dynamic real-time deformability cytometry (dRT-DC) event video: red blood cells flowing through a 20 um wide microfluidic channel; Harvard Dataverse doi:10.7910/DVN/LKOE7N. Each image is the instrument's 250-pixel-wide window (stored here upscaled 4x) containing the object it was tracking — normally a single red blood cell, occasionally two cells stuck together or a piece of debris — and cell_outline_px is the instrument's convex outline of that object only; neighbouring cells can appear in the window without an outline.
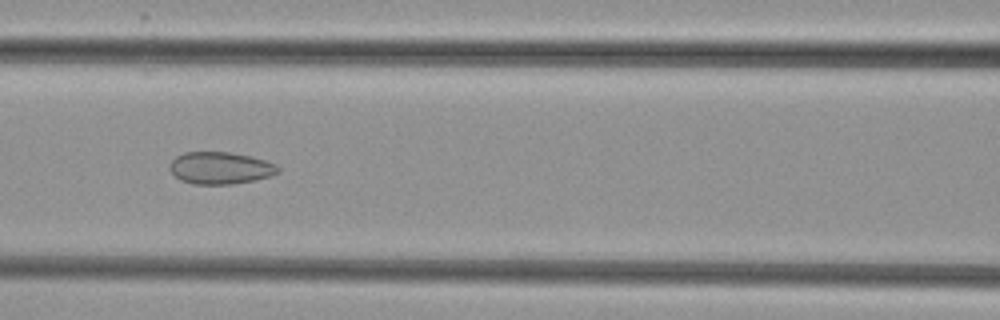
{"species": "common noctule bat (a hibernating species)", "species_latin": "Nyctalus noctula", "temperature_condition": "cold", "stored_images_in_passage": 8, "camera_frame_rate_fps": 3000, "um_per_image_px": 0.085, "animal": {"sex": "female", "body_mass_g": 29.2, "forearm_length_mm": 56.3}, "frame": {"image": 1, "passage_image": 6, "time_ms": 7.0, "image_size_px": [1000, 320], "cell_outline_px": [[280, 172], [272, 176], [256, 180], [232, 184], [192, 184], [180, 180], [168, 168], [168, 164], [176, 156], [184, 152], [232, 152], [252, 156], [276, 164], [280, 168]], "centroid_in_image_um": [18.74, 14.28], "position_along_channel_um": 147.9, "area_um2": 20.58}}
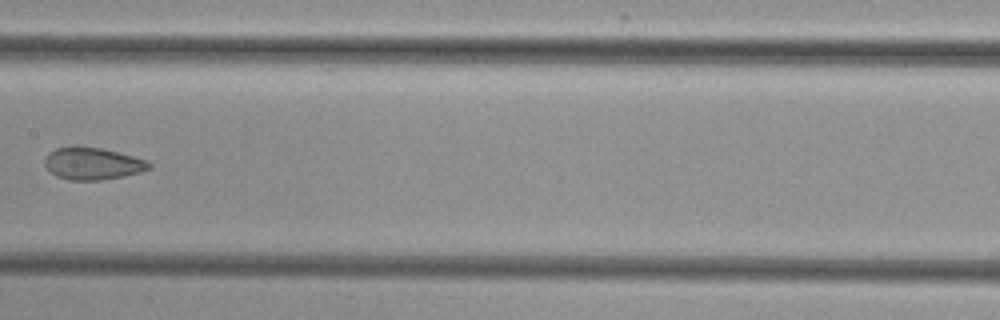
{"frame": {"image": 2, "passage_image": 7, "time_ms": 8.333, "image_size_px": [1000, 320], "cell_outline_px": [[152, 168], [140, 172], [124, 176], [100, 180], [68, 180], [56, 176], [44, 164], [44, 160], [48, 152], [56, 148], [100, 148], [148, 160], [152, 164]], "centroid_in_image_um": [7.9, 13.93], "position_along_channel_um": 199.5, "area_um2": 19.19}}
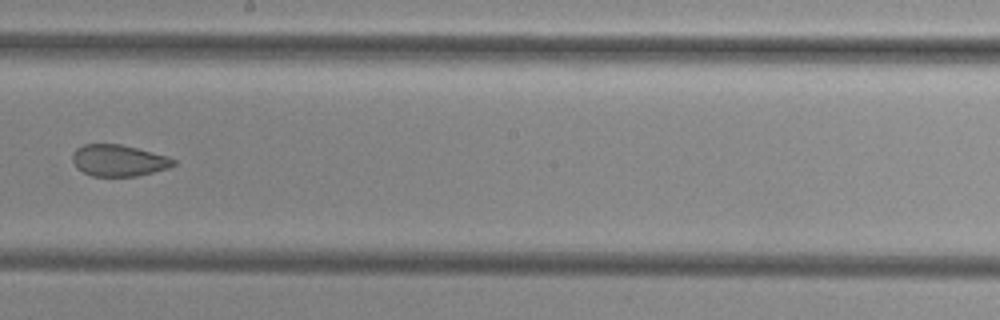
{"frame": {"image": 3, "passage_image": 8, "time_ms": 9.333, "image_size_px": [1000, 320], "cell_outline_px": [[176, 164], [168, 168], [136, 176], [92, 176], [76, 168], [72, 160], [72, 152], [76, 148], [84, 144], [120, 144], [168, 156], [176, 160]], "centroid_in_image_um": [10.06, 13.64], "position_along_channel_um": 238.1, "area_um2": 18.55}}